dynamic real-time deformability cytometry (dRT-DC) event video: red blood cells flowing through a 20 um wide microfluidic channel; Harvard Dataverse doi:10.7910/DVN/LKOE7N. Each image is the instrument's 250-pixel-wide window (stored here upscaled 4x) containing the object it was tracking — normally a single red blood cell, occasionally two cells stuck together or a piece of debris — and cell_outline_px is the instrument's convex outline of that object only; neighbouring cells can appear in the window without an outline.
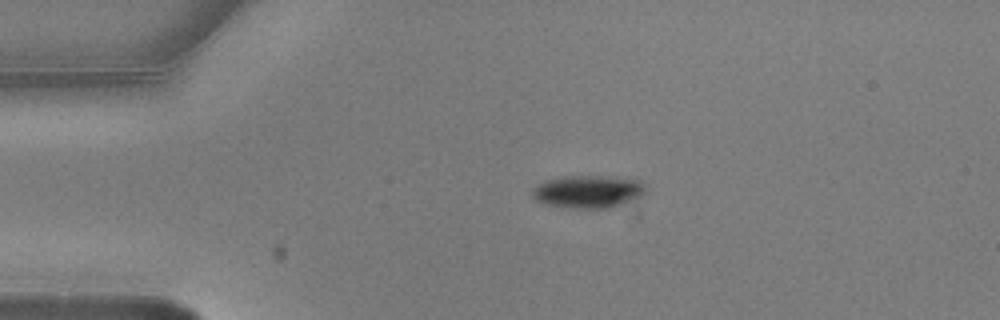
{"species": "common noctule bat (a hibernating species)", "species_latin": "Nyctalus noctula", "temperature_condition": "warm", "stored_images_in_passage": 2, "camera_frame_rate_fps": 3000, "um_per_image_px": 0.085, "animal": {"sex": "male", "body_mass_g": 20.5, "forearm_length_mm": 52.5}, "frame": {"image": 1, "passage_image": 1, "time_ms": 0.0, "image_size_px": [1000, 320], "cell_outline_px": [[648, 192], [632, 200], [612, 208], [568, 208], [544, 204], [536, 200], [532, 196], [532, 188], [544, 180], [564, 176], [600, 176], [640, 180], [648, 188]], "centroid_in_image_um": [49.98, 16.29], "position_along_channel_um": 35.0, "area_um2": 21.85}}